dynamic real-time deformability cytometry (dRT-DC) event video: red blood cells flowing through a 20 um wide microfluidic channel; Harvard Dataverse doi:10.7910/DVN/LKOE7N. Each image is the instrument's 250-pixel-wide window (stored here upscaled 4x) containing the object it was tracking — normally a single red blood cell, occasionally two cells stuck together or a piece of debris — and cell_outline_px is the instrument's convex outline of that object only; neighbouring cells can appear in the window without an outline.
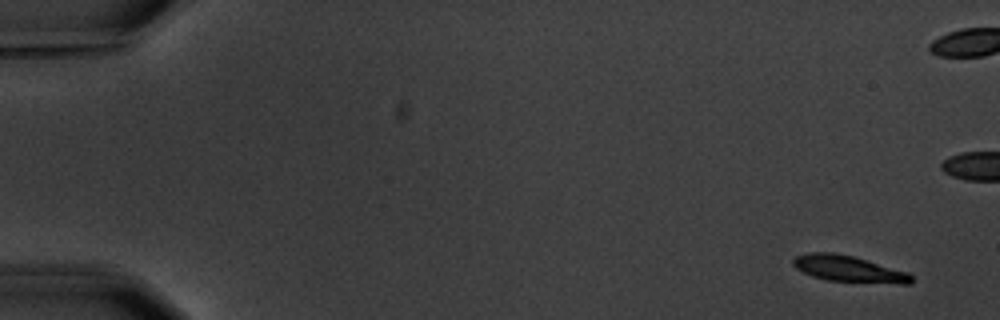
{"species": "common noctule bat (a hibernating species)", "species_latin": "Nyctalus noctula", "temperature_condition": "warm", "stored_images_in_passage": 8, "camera_frame_rate_fps": 3000, "um_per_image_px": 0.085, "animal": {"sex": "male", "body_mass_g": 20.1, "forearm_length_mm": 53.5}, "frame": {"image": 1, "passage_image": 1, "time_ms": 0.0, "image_size_px": [1000, 320], "cell_outline_px": [[912, 284], [900, 284], [828, 280], [812, 276], [796, 268], [792, 264], [792, 260], [796, 256], [808, 252], [832, 252], [852, 256], [908, 272], [912, 276]], "centroid_in_image_um": [72.13, 22.85], "position_along_channel_um": 12.9, "area_um2": 17.98}}